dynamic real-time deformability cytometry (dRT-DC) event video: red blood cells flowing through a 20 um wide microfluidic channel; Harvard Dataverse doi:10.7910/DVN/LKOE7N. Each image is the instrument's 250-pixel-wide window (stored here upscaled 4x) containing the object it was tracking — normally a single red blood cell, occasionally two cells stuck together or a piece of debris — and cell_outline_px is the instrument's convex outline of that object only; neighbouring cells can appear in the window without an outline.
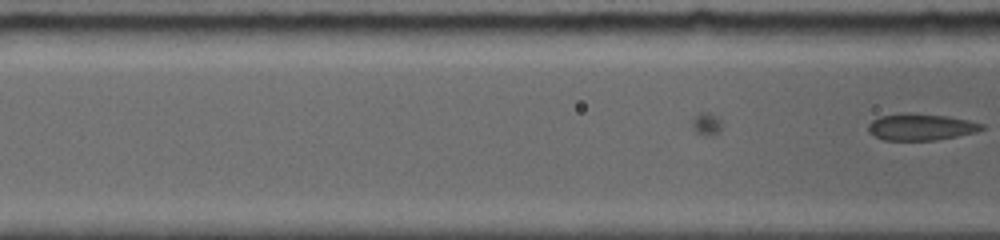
{"species": "common noctule bat (a hibernating species)", "species_latin": "Nyctalus noctula", "temperature_condition": "room temperature", "stored_images_in_passage": 26, "camera_frame_rate_fps": 5000, "um_per_image_px": 0.085, "animal": {"sex": "female", "body_mass_g": 19.0, "forearm_length_mm": 56.7}, "frame": {"image": 1, "passage_image": 26, "time_ms": 4.8, "image_size_px": [1000, 240], "cell_outline_px": [[984, 128], [976, 132], [936, 140], [884, 140], [868, 132], [868, 124], [872, 120], [880, 116], [904, 112], [912, 112], [948, 116], [968, 120], [984, 124]], "centroid_in_image_um": [78.26, 10.78], "position_along_channel_um": 88.3, "area_um2": 17.74}}